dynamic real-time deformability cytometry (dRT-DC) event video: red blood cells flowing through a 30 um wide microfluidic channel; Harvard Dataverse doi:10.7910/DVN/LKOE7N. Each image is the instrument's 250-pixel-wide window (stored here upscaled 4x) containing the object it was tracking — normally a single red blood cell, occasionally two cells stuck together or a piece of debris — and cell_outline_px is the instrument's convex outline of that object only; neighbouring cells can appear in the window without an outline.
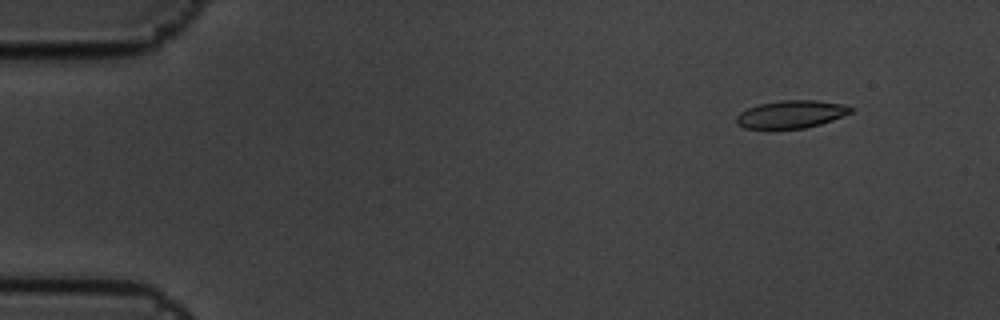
{"species": "common noctule bat (a hibernating species)", "species_latin": "Nyctalus noctula", "temperature_condition": "cold", "stored_images_in_passage": 6, "camera_frame_rate_fps": 3000, "um_per_image_px": 0.085, "animal": {"sex": "male", "body_mass_g": 19.5, "forearm_length_mm": 54.6}, "frame": {"image": 1, "passage_image": 2, "time_ms": 0.333, "image_size_px": [1000, 320], "cell_outline_px": [[856, 108], [852, 112], [832, 120], [820, 124], [804, 128], [744, 128], [736, 124], [736, 116], [740, 112], [748, 108], [760, 104], [780, 100], [816, 100], [844, 104]], "centroid_in_image_um": [67.27, 9.7], "position_along_channel_um": 17.7, "area_um2": 18.44}}
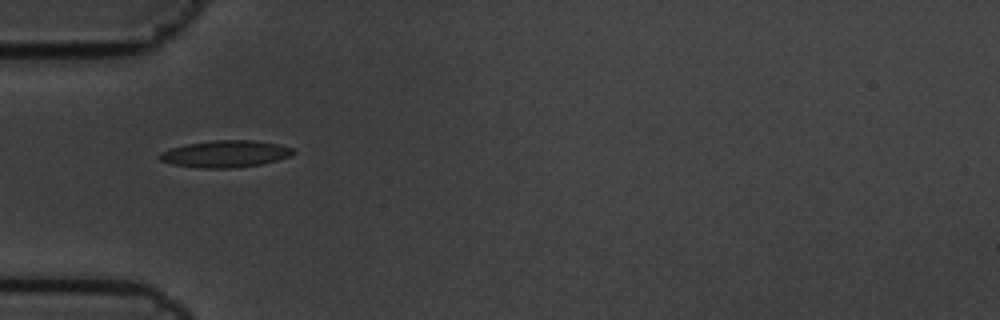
{"frame": {"image": 2, "passage_image": 5, "time_ms": 1.333, "image_size_px": [1000, 320], "cell_outline_px": [[296, 152], [292, 156], [260, 164], [236, 168], [196, 168], [172, 164], [160, 160], [156, 156], [160, 152], [168, 148], [188, 144], [212, 140], [252, 140], [280, 144], [292, 148]], "centroid_in_image_um": [19.13, 13.08], "position_along_channel_um": 65.9, "area_um2": 21.15}}
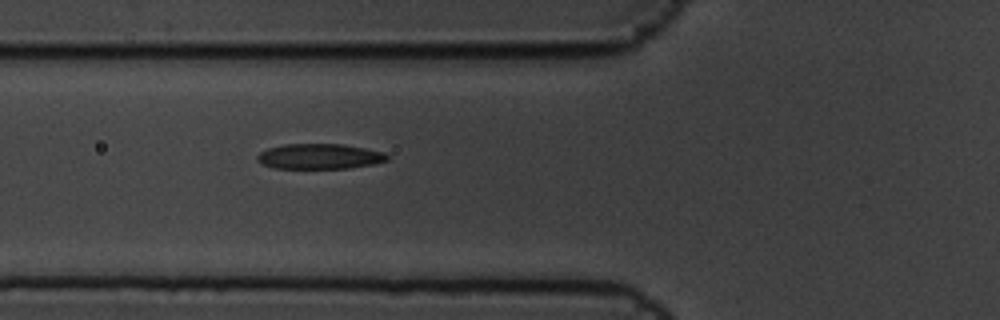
{"frame": {"image": 3, "passage_image": 6, "time_ms": 1.667, "image_size_px": [1000, 320], "cell_outline_px": [[392, 156], [388, 160], [372, 164], [348, 168], [272, 168], [256, 160], [256, 156], [260, 152], [268, 148], [284, 144], [344, 144], [384, 152]], "centroid_in_image_um": [27.17, 13.29], "position_along_channel_um": 98.6, "area_um2": 19.19}}